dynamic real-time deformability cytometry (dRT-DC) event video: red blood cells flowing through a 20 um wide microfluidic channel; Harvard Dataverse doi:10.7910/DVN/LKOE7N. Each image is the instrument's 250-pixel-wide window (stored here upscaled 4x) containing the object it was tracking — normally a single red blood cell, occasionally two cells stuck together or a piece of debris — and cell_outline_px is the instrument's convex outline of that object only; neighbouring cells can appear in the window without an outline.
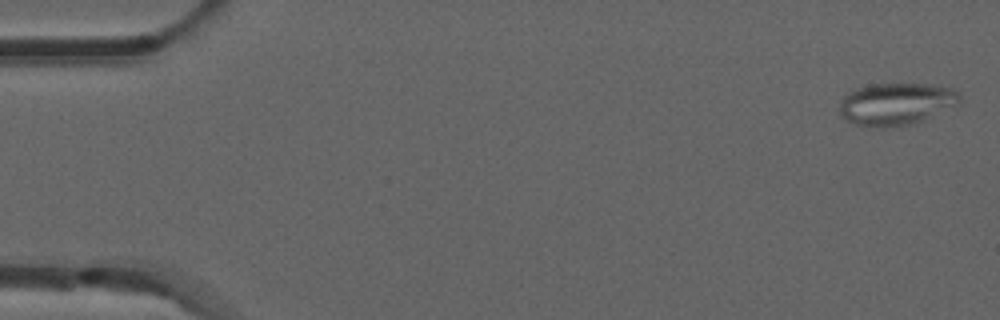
{"species": "common noctule bat (a hibernating species)", "species_latin": "Nyctalus noctula", "temperature_condition": "room temperature", "stored_images_in_passage": 14, "camera_frame_rate_fps": 3000, "um_per_image_px": 0.085, "animal": {"sex": "male", "forearm_length_mm": 52.5}, "frame": {"image": 1, "passage_image": 1, "time_ms": 0.0, "image_size_px": [1000, 320], "cell_outline_px": [[960, 100], [956, 104], [924, 120], [912, 124], [892, 128], [876, 128], [856, 124], [840, 116], [840, 100], [848, 92], [856, 88], [872, 84], [932, 84], [948, 88], [960, 92]], "centroid_in_image_um": [76.14, 8.85], "position_along_channel_um": 8.9, "area_um2": 29.65}}
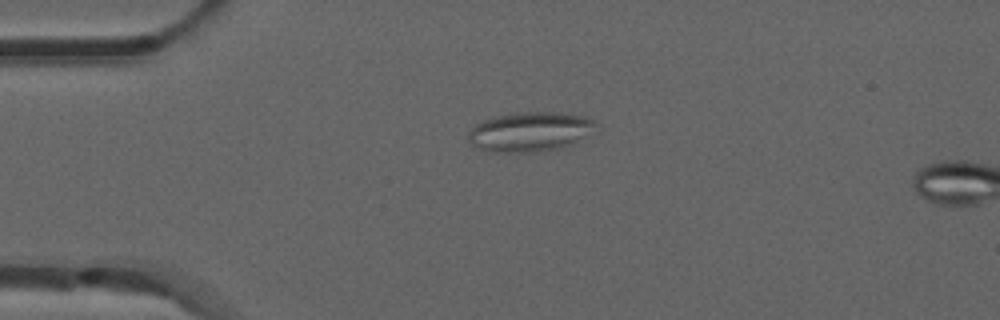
{"frame": {"image": 2, "passage_image": 12, "time_ms": 3.667, "image_size_px": [1000, 320], "cell_outline_px": [[604, 128], [564, 148], [540, 152], [488, 152], [472, 144], [468, 140], [468, 132], [476, 124], [484, 120], [496, 116], [516, 112], [556, 112], [584, 116], [600, 124]], "centroid_in_image_um": [45.15, 11.2], "position_along_channel_um": 39.8, "area_um2": 30.11}}